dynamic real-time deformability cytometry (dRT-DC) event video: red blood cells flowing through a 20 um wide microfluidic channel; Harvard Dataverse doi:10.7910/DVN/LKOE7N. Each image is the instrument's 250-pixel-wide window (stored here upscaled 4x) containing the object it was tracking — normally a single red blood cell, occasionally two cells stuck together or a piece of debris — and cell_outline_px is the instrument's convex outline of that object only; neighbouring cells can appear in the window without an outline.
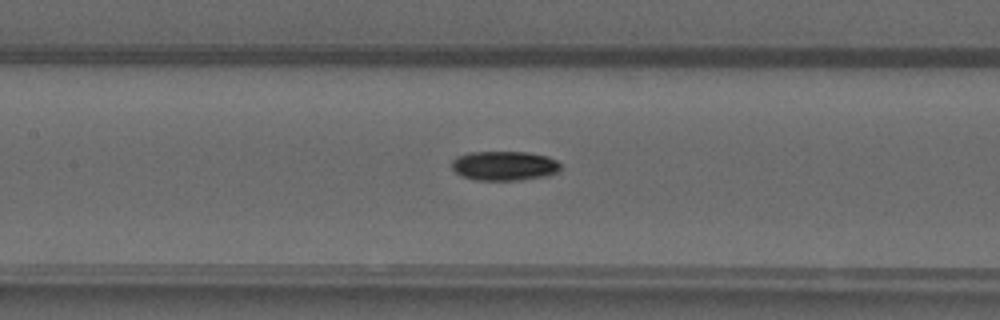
{"species": "common noctule bat (a hibernating species)", "species_latin": "Nyctalus noctula", "temperature_condition": "warm", "stored_images_in_passage": 50, "camera_frame_rate_fps": 3000, "um_per_image_px": 0.085, "animal": {"sex": "male", "forearm_length_mm": 52.5}, "frame": {"image": 1, "passage_image": 23, "time_ms": 7.333, "image_size_px": [1000, 320], "cell_outline_px": [[560, 168], [556, 172], [548, 176], [516, 180], [476, 180], [460, 176], [452, 168], [452, 160], [456, 156], [468, 152], [528, 152], [548, 156], [556, 160], [560, 164]], "centroid_in_image_um": [42.84, 14.09], "position_along_channel_um": 164.6, "area_um2": 18.79}}
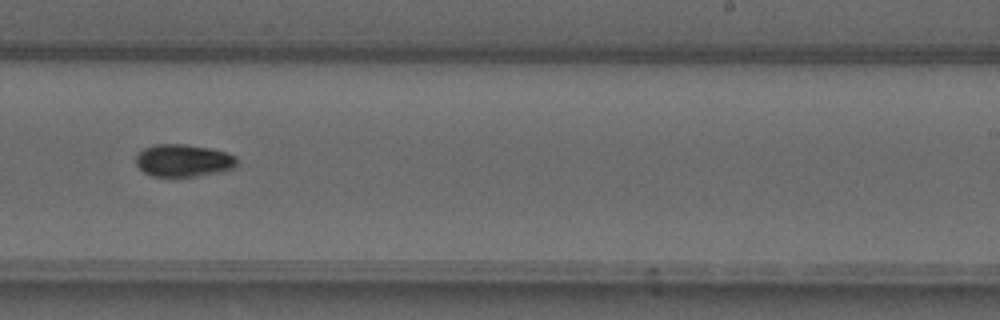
{"frame": {"image": 2, "passage_image": 31, "time_ms": 10.0, "image_size_px": [1000, 320], "cell_outline_px": [[236, 168], [220, 172], [192, 176], [152, 176], [144, 172], [136, 164], [136, 152], [152, 144], [184, 144], [208, 148], [224, 152], [236, 156]], "centroid_in_image_um": [15.55, 13.63], "position_along_channel_um": 273.4, "area_um2": 19.07}}
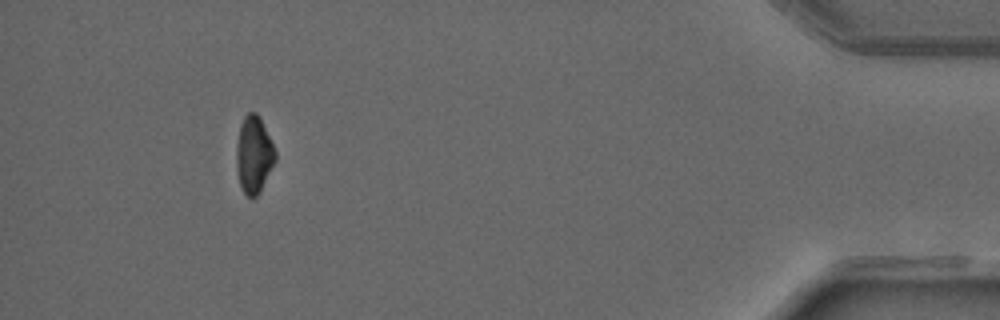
{"frame": {"image": 3, "passage_image": 46, "time_ms": 15.0, "image_size_px": [1000, 320], "cell_outline_px": [[276, 160], [260, 192], [256, 196], [248, 196], [244, 192], [240, 184], [236, 168], [236, 144], [240, 124], [244, 116], [248, 112], [256, 112], [260, 116], [276, 152]], "centroid_in_image_um": [21.57, 13.11], "position_along_channel_um": 413.6, "area_um2": 17.51}, "authors_computed_cell_mechanics": {"area_um2": 17.8313, "velocity_mm_per_s": 4.1086, "shape_relaxation_time_tau1_ms": 3.8193, "shape_relaxation_time_tau2_ms": null, "deformation_change_tau1": 0.1382, "deformation_change_tau2": null}}